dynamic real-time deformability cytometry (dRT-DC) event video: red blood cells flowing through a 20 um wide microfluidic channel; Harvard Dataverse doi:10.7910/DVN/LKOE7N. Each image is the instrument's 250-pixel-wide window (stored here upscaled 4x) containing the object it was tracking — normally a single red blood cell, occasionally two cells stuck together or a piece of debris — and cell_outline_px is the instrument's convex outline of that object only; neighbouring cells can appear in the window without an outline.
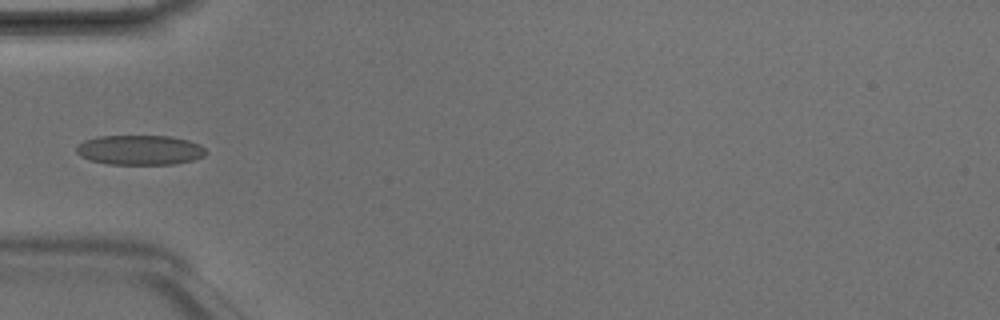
{"species": "Egyptian fruit bat (a non-hibernating species)", "species_latin": "Rousettus aegyptiacus", "temperature_condition": "room temperature", "stored_images_in_passage": 4, "camera_frame_rate_fps": 3000, "um_per_image_px": 0.085, "animal": {"sex": "male"}, "frame": {"image": 1, "passage_image": 4, "time_ms": 1.0, "image_size_px": [1000, 320], "cell_outline_px": [[208, 152], [204, 156], [192, 160], [172, 164], [108, 164], [92, 160], [80, 156], [76, 152], [76, 148], [84, 140], [96, 136], [172, 136], [188, 140], [200, 144]], "centroid_in_image_um": [11.9, 12.74], "position_along_channel_um": 73.1, "area_um2": 22.48}}